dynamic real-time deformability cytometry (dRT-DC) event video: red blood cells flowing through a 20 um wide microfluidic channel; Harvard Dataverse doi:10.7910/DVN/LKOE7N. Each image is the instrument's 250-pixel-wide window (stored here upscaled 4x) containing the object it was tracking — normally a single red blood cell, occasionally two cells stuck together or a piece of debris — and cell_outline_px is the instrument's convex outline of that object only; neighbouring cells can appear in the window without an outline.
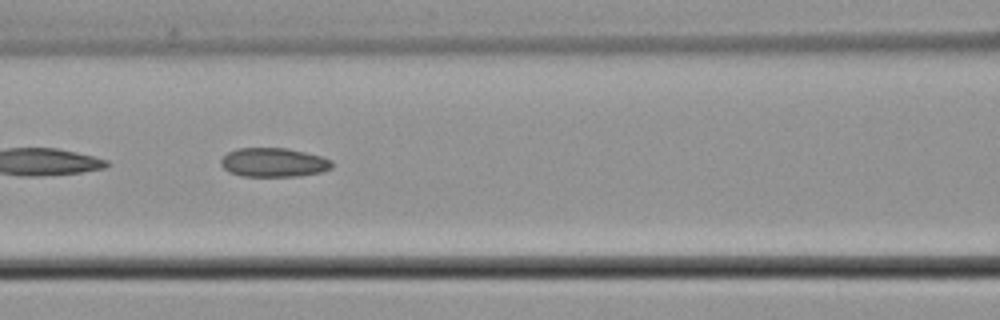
{"species": "common noctule bat (a hibernating species)", "species_latin": "Nyctalus noctula", "temperature_condition": "cold", "stored_images_in_passage": 52, "camera_frame_rate_fps": 3000, "um_per_image_px": 0.085, "animal": {"sex": "male", "body_mass_g": 21.5, "forearm_length_mm": 52.0}, "frame": {"image": 1, "passage_image": 23, "time_ms": 7.333, "image_size_px": [1000, 320], "cell_outline_px": [[332, 168], [320, 172], [300, 176], [244, 176], [228, 172], [220, 164], [220, 160], [228, 152], [236, 148], [288, 148], [320, 156], [332, 160]], "centroid_in_image_um": [23.24, 13.8], "position_along_channel_um": 143.4, "area_um2": 18.79}, "authors_computed_cell_mechanics": {"area_um2": 19.0162, "velocity_mm_per_s": 3.9208, "shape_relaxation_time_tau1_ms": null, "shape_relaxation_time_tau2_ms": 8.1477, "deformation_change_tau1": null, "deformation_change_tau2": 0.1612}}